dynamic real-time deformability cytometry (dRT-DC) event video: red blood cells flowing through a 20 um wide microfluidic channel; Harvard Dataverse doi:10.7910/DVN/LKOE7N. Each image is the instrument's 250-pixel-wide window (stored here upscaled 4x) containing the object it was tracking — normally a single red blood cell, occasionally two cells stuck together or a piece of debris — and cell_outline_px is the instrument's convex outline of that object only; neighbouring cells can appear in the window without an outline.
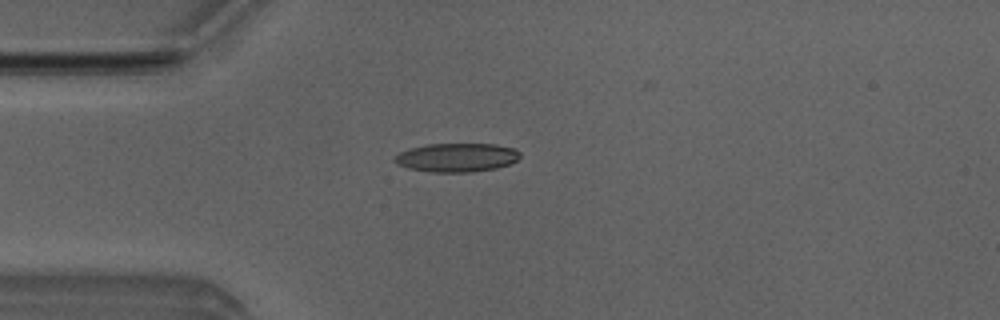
{"species": "Egyptian fruit bat (a non-hibernating species)", "species_latin": "Rousettus aegyptiacus", "temperature_condition": "room temperature", "stored_images_in_passage": 6, "camera_frame_rate_fps": 3000, "um_per_image_px": 0.085, "animal": {"sex": "male"}, "frame": {"image": 1, "passage_image": 4, "time_ms": 3.667, "image_size_px": [1000, 320], "cell_outline_px": [[520, 156], [516, 160], [508, 164], [496, 168], [472, 172], [432, 172], [408, 168], [396, 164], [392, 160], [400, 152], [408, 148], [428, 144], [496, 144], [516, 148], [520, 152]], "centroid_in_image_um": [38.81, 13.38], "position_along_channel_um": 46.2, "area_um2": 21.1}}